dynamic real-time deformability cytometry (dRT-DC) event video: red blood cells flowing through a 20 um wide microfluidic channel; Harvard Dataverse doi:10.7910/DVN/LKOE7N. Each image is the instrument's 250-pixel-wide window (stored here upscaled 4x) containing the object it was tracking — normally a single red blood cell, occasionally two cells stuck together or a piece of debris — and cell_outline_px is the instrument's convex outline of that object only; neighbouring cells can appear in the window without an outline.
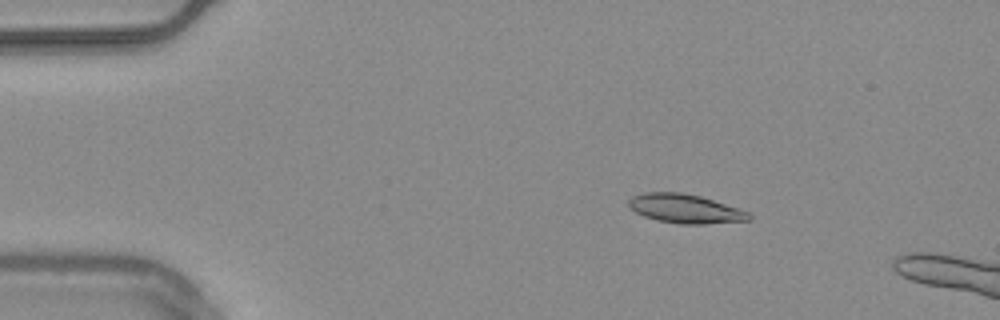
{"species": "common noctule bat (a hibernating species)", "species_latin": "Nyctalus noctula", "temperature_condition": "warm", "stored_images_in_passage": 15, "camera_frame_rate_fps": 3000, "um_per_image_px": 0.085, "animal": {"sex": "male", "body_mass_g": 20.4}, "frame": {"image": 1, "passage_image": 9, "time_ms": 2.667, "image_size_px": [1000, 320], "cell_outline_px": [[752, 220], [704, 224], [680, 224], [656, 220], [644, 216], [636, 212], [628, 204], [628, 200], [632, 196], [644, 192], [680, 192], [700, 196], [748, 212], [752, 216]], "centroid_in_image_um": [58.22, 17.74], "position_along_channel_um": 26.8, "area_um2": 20.17}}